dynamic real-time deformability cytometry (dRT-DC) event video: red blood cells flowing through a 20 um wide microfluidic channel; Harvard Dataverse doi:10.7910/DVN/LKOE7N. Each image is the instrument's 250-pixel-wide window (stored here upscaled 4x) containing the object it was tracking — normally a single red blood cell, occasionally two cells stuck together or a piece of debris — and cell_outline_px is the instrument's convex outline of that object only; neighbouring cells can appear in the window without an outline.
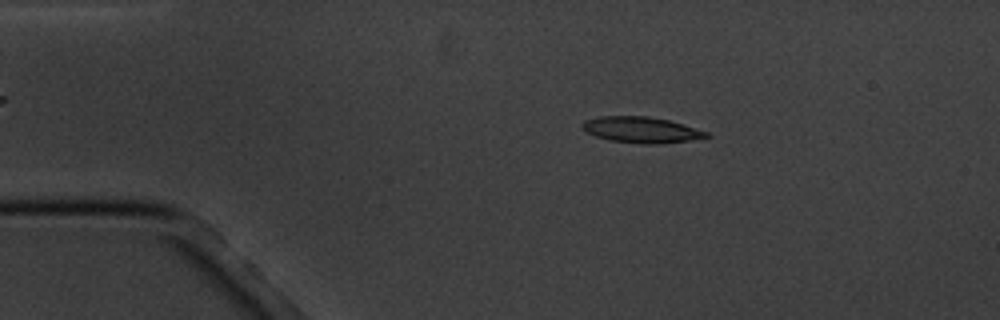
{"species": "common noctule bat (a hibernating species)", "species_latin": "Nyctalus noctula", "temperature_condition": "cold", "stored_images_in_passage": 5, "camera_frame_rate_fps": 3000, "um_per_image_px": 0.085, "animal": {"sex": "male", "body_mass_g": 20.1, "forearm_length_mm": 53.5}, "frame": {"image": 1, "passage_image": 2, "time_ms": 1.333, "image_size_px": [1000, 320], "cell_outline_px": [[712, 136], [688, 140], [660, 144], [644, 144], [608, 140], [596, 136], [580, 128], [580, 124], [584, 120], [600, 116], [648, 116], [668, 120], [708, 132]], "centroid_in_image_um": [54.46, 11.03], "position_along_channel_um": 30.5, "area_um2": 18.73}}